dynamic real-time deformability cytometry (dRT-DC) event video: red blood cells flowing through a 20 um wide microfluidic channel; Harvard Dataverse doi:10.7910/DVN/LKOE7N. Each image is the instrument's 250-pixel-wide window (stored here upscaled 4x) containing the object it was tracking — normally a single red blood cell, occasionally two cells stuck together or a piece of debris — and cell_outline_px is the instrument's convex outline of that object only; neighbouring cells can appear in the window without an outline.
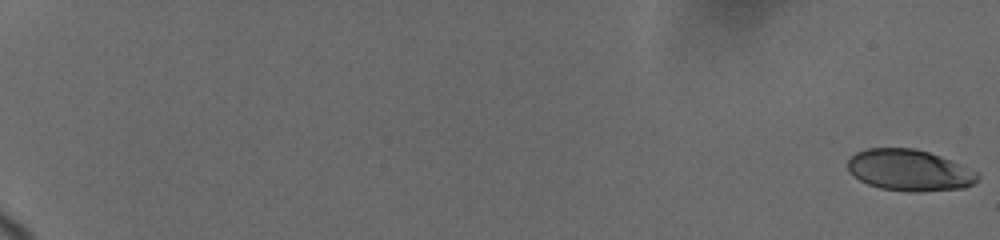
{"species": "human", "species_latin": "Homo sapiens", "temperature_condition": "cold", "stored_images_in_passage": 24, "camera_frame_rate_fps": 3000, "um_per_image_px": 0.085, "donor": {"sex": "female"}, "frame": {"image": 1, "passage_image": 1, "time_ms": 0.0, "image_size_px": [1000, 240], "cell_outline_px": [[980, 176], [972, 184], [964, 188], [920, 192], [908, 192], [880, 188], [868, 184], [860, 180], [848, 172], [848, 160], [856, 152], [868, 148], [912, 148], [928, 152], [940, 156], [976, 172]], "centroid_in_image_um": [77.26, 14.48], "position_along_channel_um": 7.7, "area_um2": 31.1}}
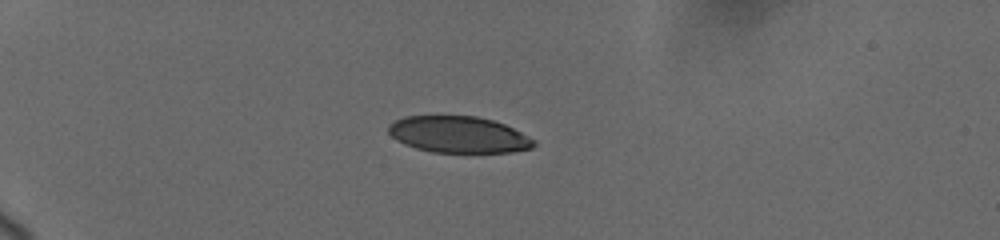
{"frame": {"image": 2, "passage_image": 17, "time_ms": 6.0, "image_size_px": [1000, 240], "cell_outline_px": [[536, 144], [532, 148], [512, 152], [432, 152], [416, 148], [404, 144], [396, 140], [388, 132], [388, 124], [404, 116], [476, 116], [492, 120], [504, 124], [536, 140]], "centroid_in_image_um": [38.97, 11.44], "position_along_channel_um": 46.0, "area_um2": 30.87}}
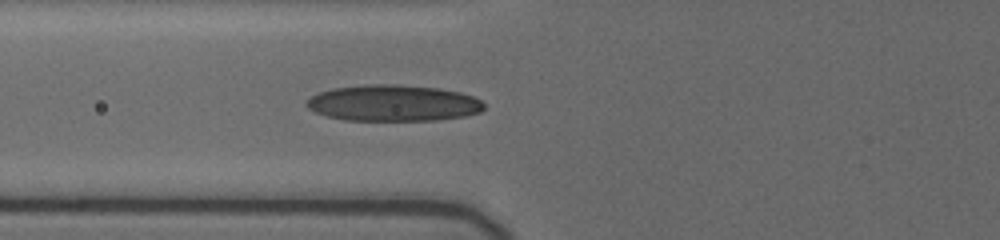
{"frame": {"image": 3, "passage_image": 24, "time_ms": 8.667, "image_size_px": [1000, 240], "cell_outline_px": [[484, 108], [480, 112], [464, 116], [436, 120], [344, 120], [328, 116], [316, 112], [308, 108], [304, 104], [312, 96], [320, 92], [332, 88], [372, 84], [400, 84], [440, 88], [460, 92], [472, 96], [480, 100], [484, 104]], "centroid_in_image_um": [33.43, 8.75], "position_along_channel_um": 92.4, "area_um2": 37.45}}